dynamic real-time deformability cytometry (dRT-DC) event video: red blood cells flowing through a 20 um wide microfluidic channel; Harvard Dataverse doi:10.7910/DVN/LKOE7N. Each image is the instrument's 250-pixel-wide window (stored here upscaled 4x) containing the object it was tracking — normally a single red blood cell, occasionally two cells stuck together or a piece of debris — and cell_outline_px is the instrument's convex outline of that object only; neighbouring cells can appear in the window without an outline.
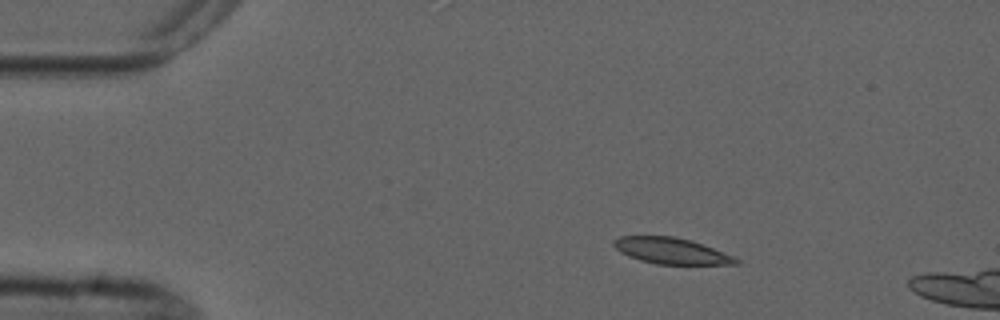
{"species": "common noctule bat (a hibernating species)", "species_latin": "Nyctalus noctula", "temperature_condition": "cold", "stored_images_in_passage": 3, "camera_frame_rate_fps": 3000, "um_per_image_px": 0.085, "animal": {"sex": "male", "forearm_length_mm": 52.5}, "frame": {"image": 1, "passage_image": 1, "time_ms": 0.0, "image_size_px": [1000, 320], "cell_outline_px": [[740, 264], [656, 264], [640, 260], [628, 256], [620, 252], [612, 244], [612, 240], [620, 236], [672, 236], [692, 240], [732, 256], [740, 260]], "centroid_in_image_um": [57.01, 21.32], "position_along_channel_um": 28.0, "area_um2": 18.5}}